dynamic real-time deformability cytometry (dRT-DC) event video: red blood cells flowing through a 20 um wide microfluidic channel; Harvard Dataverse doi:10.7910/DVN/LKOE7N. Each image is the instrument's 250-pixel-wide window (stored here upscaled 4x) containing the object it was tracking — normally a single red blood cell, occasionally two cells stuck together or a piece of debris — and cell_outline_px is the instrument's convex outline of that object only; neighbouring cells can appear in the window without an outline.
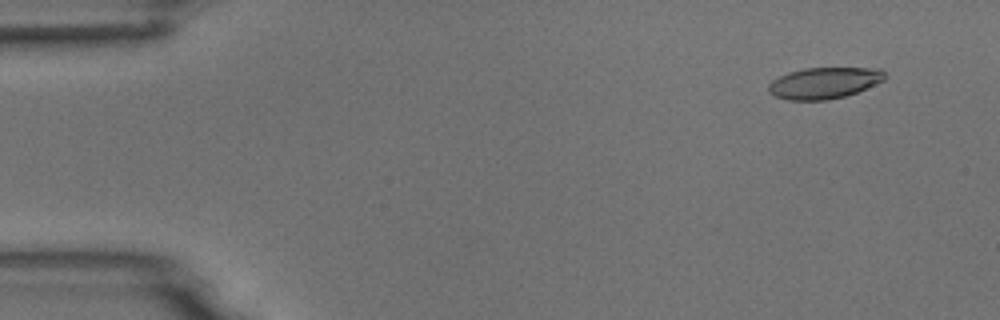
{"species": "common noctule bat (a hibernating species)", "species_latin": "Nyctalus noctula", "temperature_condition": "room temperature", "stored_images_in_passage": 55, "camera_frame_rate_fps": 3000, "um_per_image_px": 0.085, "animal": {"sex": "male", "body_mass_g": 18.8}, "frame": {"image": 1, "passage_image": 5, "time_ms": 1.333, "image_size_px": [1000, 320], "cell_outline_px": [[888, 76], [884, 80], [856, 92], [844, 96], [828, 100], [788, 100], [776, 96], [768, 92], [768, 84], [772, 80], [788, 72], [804, 68], [880, 68]], "centroid_in_image_um": [70.04, 7.05], "position_along_channel_um": 15.0, "area_um2": 21.21}}
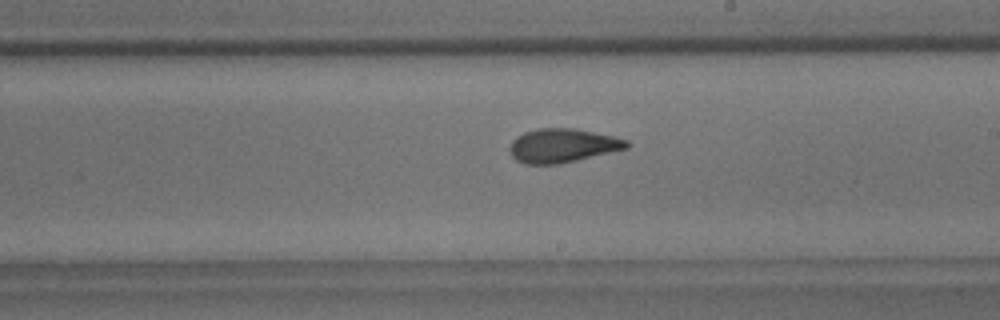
{"frame": {"image": 2, "passage_image": 32, "time_ms": 10.333, "image_size_px": [1000, 320], "cell_outline_px": [[628, 148], [576, 160], [556, 164], [524, 164], [516, 160], [512, 156], [508, 148], [512, 140], [516, 136], [524, 132], [540, 128], [576, 128], [616, 136], [628, 140]], "centroid_in_image_um": [47.8, 12.36], "position_along_channel_um": 241.2, "area_um2": 23.18}}
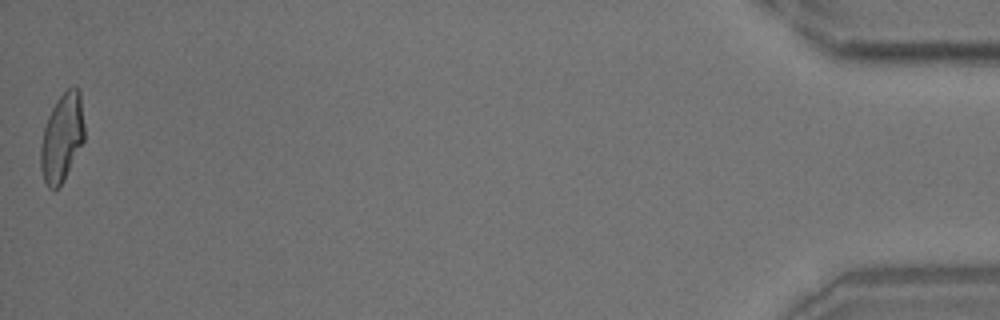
{"frame": {"image": 3, "passage_image": 55, "time_ms": 18.0, "image_size_px": [1000, 320], "cell_outline_px": [[84, 140], [64, 180], [56, 188], [48, 188], [44, 180], [40, 168], [40, 144], [44, 128], [48, 116], [56, 100], [68, 88], [76, 84], [80, 92], [84, 124]], "centroid_in_image_um": [5.26, 11.67], "position_along_channel_um": 429.9, "area_um2": 22.48}, "authors_computed_cell_mechanics": {"area_um2": 22.4842, "velocity_mm_per_s": 3.7005, "shape_relaxation_time_tau1_ms": 6.3202, "shape_relaxation_time_tau2_ms": 2.0283, "deformation_change_tau1": 0.1898, "deformation_change_tau2": 0.099}}